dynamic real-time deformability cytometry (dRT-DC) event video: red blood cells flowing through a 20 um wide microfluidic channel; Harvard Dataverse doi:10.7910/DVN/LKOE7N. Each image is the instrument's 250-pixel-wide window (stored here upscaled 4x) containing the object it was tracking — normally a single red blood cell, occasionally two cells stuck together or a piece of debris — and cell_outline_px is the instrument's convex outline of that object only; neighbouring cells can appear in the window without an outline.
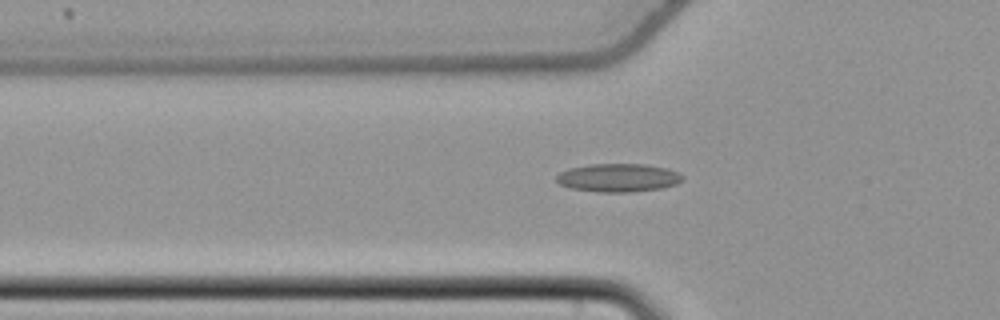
{"species": "common noctule bat (a hibernating species)", "species_latin": "Nyctalus noctula", "temperature_condition": "cold", "stored_images_in_passage": 55, "camera_frame_rate_fps": 3000, "um_per_image_px": 0.085, "animal": {"sex": "female", "body_mass_g": 22.7, "forearm_length_mm": 54.2}, "frame": {"image": 1, "passage_image": 19, "time_ms": 6.0, "image_size_px": [1000, 320], "cell_outline_px": [[684, 176], [676, 184], [660, 188], [628, 192], [596, 192], [572, 188], [560, 184], [556, 180], [556, 176], [560, 172], [568, 168], [592, 164], [644, 164], [668, 168]], "centroid_in_image_um": [52.52, 15.1], "position_along_channel_um": 73.3, "area_um2": 20.63}}
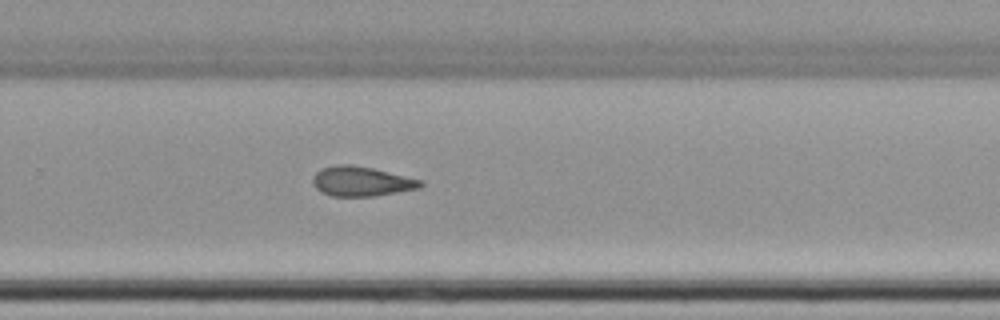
{"frame": {"image": 2, "passage_image": 37, "time_ms": 12.0, "image_size_px": [1000, 320], "cell_outline_px": [[424, 184], [420, 188], [376, 196], [332, 196], [320, 192], [312, 184], [312, 176], [320, 168], [336, 164], [352, 164], [372, 168], [424, 180]], "centroid_in_image_um": [30.7, 15.41], "position_along_channel_um": 299.1, "area_um2": 18.96}}
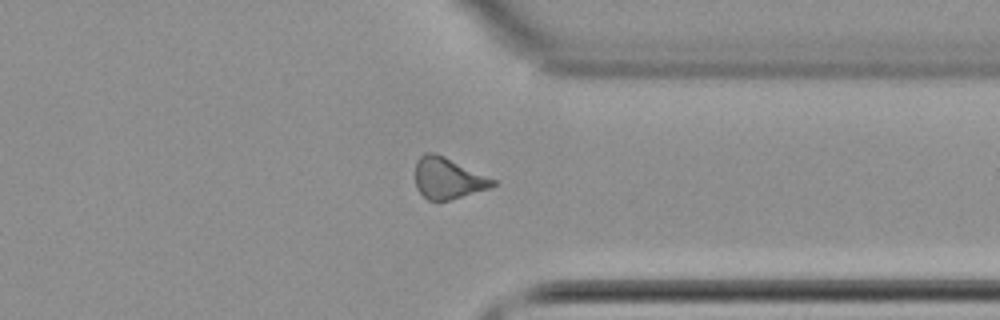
{"frame": {"image": 3, "passage_image": 43, "time_ms": 14.0, "image_size_px": [1000, 320], "cell_outline_px": [[496, 184], [488, 188], [448, 200], [428, 200], [416, 188], [416, 160], [424, 152], [436, 152], [496, 180]], "centroid_in_image_um": [38.04, 15.12], "position_along_channel_um": 373.4, "area_um2": 18.38}, "authors_computed_cell_mechanics": {"area_um2": 18.785, "velocity_mm_per_s": 3.7746, "shape_relaxation_time_tau1_ms": null, "shape_relaxation_time_tau2_ms": 4.2783, "deformation_change_tau1": null, "deformation_change_tau2": 0.1222}}